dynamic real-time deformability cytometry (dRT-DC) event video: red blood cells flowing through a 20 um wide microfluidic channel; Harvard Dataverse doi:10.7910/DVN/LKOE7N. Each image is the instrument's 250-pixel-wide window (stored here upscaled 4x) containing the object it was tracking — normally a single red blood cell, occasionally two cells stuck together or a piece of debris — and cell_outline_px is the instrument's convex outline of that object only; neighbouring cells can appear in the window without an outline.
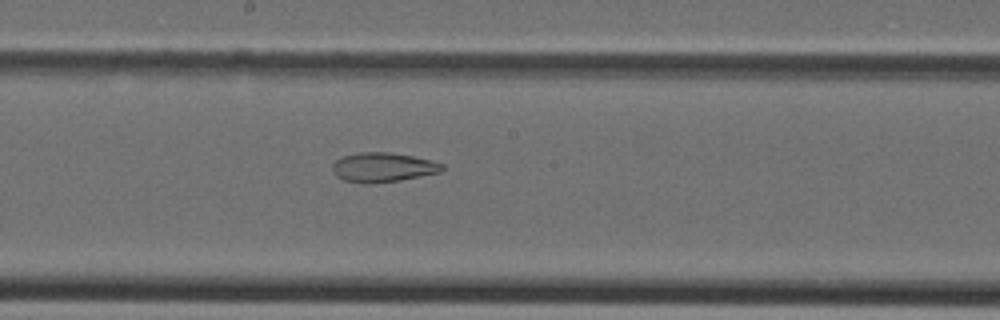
{"species": "Egyptian fruit bat (a non-hibernating species)", "species_latin": "Rousettus aegyptiacus", "temperature_condition": "cold", "stored_images_in_passage": 39, "camera_frame_rate_fps": 3000, "um_per_image_px": 0.085, "animal": {"sex": "female"}, "frame": {"image": 1, "passage_image": 21, "time_ms": 6.667, "image_size_px": [1000, 320], "cell_outline_px": [[444, 168], [440, 172], [400, 180], [364, 184], [344, 180], [336, 176], [332, 172], [332, 164], [336, 160], [344, 156], [360, 152], [388, 152], [412, 156], [432, 160], [444, 164]], "centroid_in_image_um": [32.53, 14.22], "position_along_channel_um": 215.7, "area_um2": 18.79}}
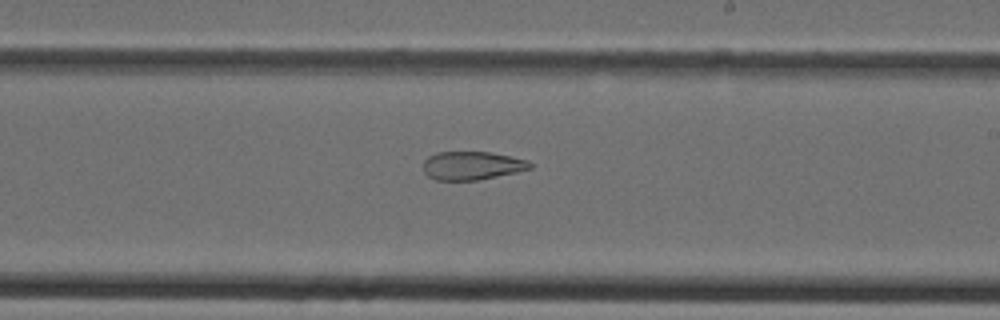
{"frame": {"image": 2, "passage_image": 23, "time_ms": 7.333, "image_size_px": [1000, 320], "cell_outline_px": [[532, 168], [516, 172], [476, 180], [436, 180], [428, 176], [424, 172], [424, 160], [428, 156], [436, 152], [492, 152], [528, 160], [532, 164]], "centroid_in_image_um": [40.11, 14.07], "position_along_channel_um": 248.9, "area_um2": 17.63}}
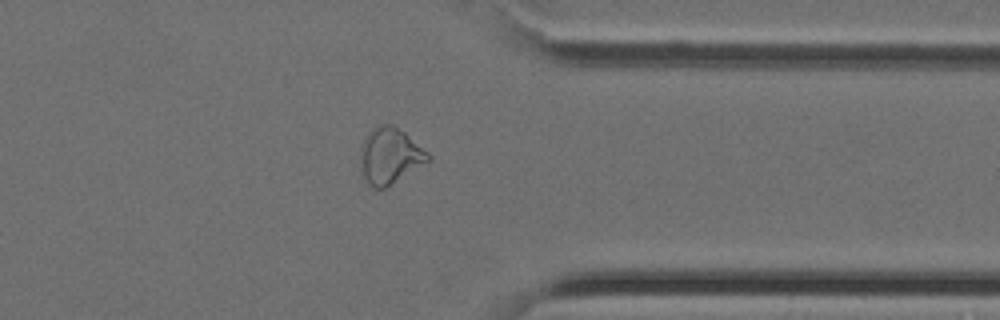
{"frame": {"image": 3, "passage_image": 31, "time_ms": 10.0, "image_size_px": [1000, 320], "cell_outline_px": [[432, 160], [384, 188], [372, 188], [368, 184], [360, 168], [360, 160], [364, 144], [368, 132], [380, 124], [392, 124], [404, 132], [428, 152], [432, 156]], "centroid_in_image_um": [33.17, 13.26], "position_along_channel_um": 378.2, "area_um2": 21.79}}